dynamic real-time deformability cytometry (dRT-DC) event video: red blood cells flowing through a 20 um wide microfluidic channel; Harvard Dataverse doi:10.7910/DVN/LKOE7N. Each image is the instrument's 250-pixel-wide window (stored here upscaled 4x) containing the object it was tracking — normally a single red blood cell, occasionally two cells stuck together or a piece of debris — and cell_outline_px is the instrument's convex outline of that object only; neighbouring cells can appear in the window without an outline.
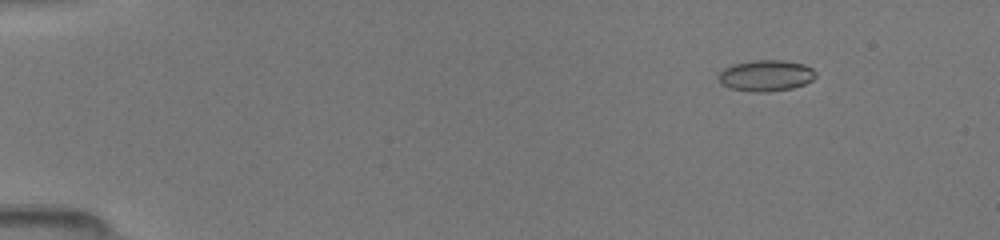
{"species": "common noctule bat (a hibernating species)", "species_latin": "Nyctalus noctula", "temperature_condition": "room temperature", "stored_images_in_passage": 31, "camera_frame_rate_fps": 3000, "um_per_image_px": 0.085, "animal": {"sex": "female", "body_mass_g": 19.5, "forearm_length_mm": 54.1}, "frame": {"image": 1, "passage_image": 7, "time_ms": 2.0, "image_size_px": [1000, 240], "cell_outline_px": [[816, 76], [812, 80], [804, 84], [792, 88], [768, 92], [748, 92], [732, 88], [720, 84], [716, 76], [724, 68], [732, 64], [756, 60], [784, 60], [804, 64], [812, 68], [816, 72]], "centroid_in_image_um": [65.08, 6.43], "position_along_channel_um": 19.9, "area_um2": 17.86}}
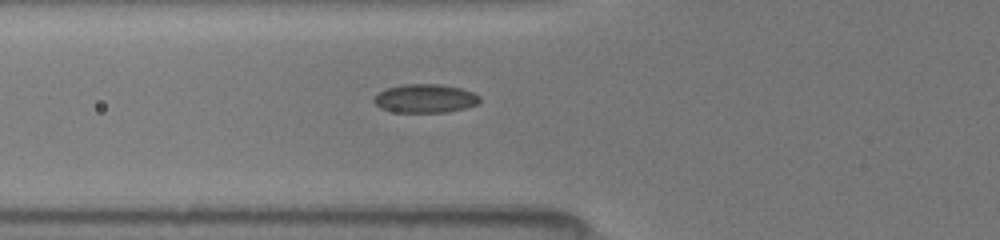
{"frame": {"image": 2, "passage_image": 19, "time_ms": 6.333, "image_size_px": [1000, 240], "cell_outline_px": [[480, 100], [476, 104], [464, 108], [444, 112], [396, 112], [380, 108], [372, 100], [372, 96], [384, 88], [400, 84], [440, 84], [460, 88], [472, 92], [480, 96]], "centroid_in_image_um": [36.07, 8.35], "position_along_channel_um": 89.7, "area_um2": 17.74}}
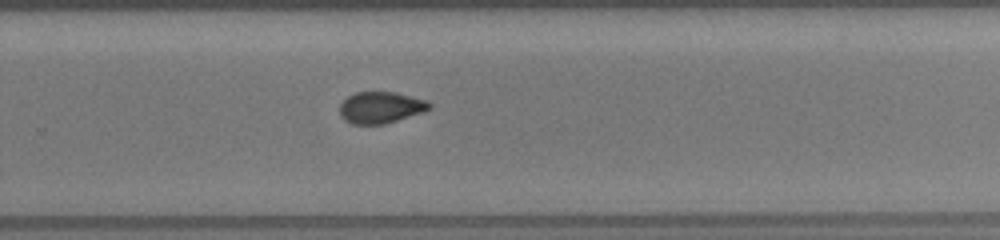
{"frame": {"image": 3, "passage_image": 31, "time_ms": 11.333, "image_size_px": [1000, 240], "cell_outline_px": [[432, 108], [384, 124], [352, 124], [344, 120], [340, 116], [340, 104], [348, 96], [356, 92], [396, 92], [428, 100], [432, 104]], "centroid_in_image_um": [32.35, 9.12], "position_along_channel_um": 297.5, "area_um2": 16.42}}